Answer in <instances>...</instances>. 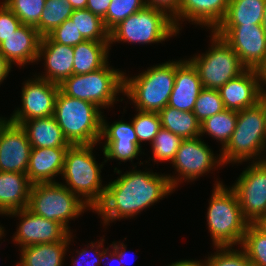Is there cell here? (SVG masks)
Here are the masks:
<instances>
[{"label": "cell", "mask_w": 266, "mask_h": 266, "mask_svg": "<svg viewBox=\"0 0 266 266\" xmlns=\"http://www.w3.org/2000/svg\"><path fill=\"white\" fill-rule=\"evenodd\" d=\"M47 36L54 42L72 47L86 41L70 18L65 20Z\"/></svg>", "instance_id": "cell-40"}, {"label": "cell", "mask_w": 266, "mask_h": 266, "mask_svg": "<svg viewBox=\"0 0 266 266\" xmlns=\"http://www.w3.org/2000/svg\"><path fill=\"white\" fill-rule=\"evenodd\" d=\"M71 238L70 234L62 242L34 244L21 248V259L16 266H63Z\"/></svg>", "instance_id": "cell-26"}, {"label": "cell", "mask_w": 266, "mask_h": 266, "mask_svg": "<svg viewBox=\"0 0 266 266\" xmlns=\"http://www.w3.org/2000/svg\"><path fill=\"white\" fill-rule=\"evenodd\" d=\"M68 148H31L26 172L29 181L35 183L57 182L55 176L61 174ZM54 179V180H53Z\"/></svg>", "instance_id": "cell-23"}, {"label": "cell", "mask_w": 266, "mask_h": 266, "mask_svg": "<svg viewBox=\"0 0 266 266\" xmlns=\"http://www.w3.org/2000/svg\"><path fill=\"white\" fill-rule=\"evenodd\" d=\"M145 6V0H111L103 23L110 32L121 21Z\"/></svg>", "instance_id": "cell-36"}, {"label": "cell", "mask_w": 266, "mask_h": 266, "mask_svg": "<svg viewBox=\"0 0 266 266\" xmlns=\"http://www.w3.org/2000/svg\"><path fill=\"white\" fill-rule=\"evenodd\" d=\"M238 111L225 109L210 116L200 124V136L207 133L212 138L220 141L222 148L232 136L237 122Z\"/></svg>", "instance_id": "cell-30"}, {"label": "cell", "mask_w": 266, "mask_h": 266, "mask_svg": "<svg viewBox=\"0 0 266 266\" xmlns=\"http://www.w3.org/2000/svg\"><path fill=\"white\" fill-rule=\"evenodd\" d=\"M229 0H180L178 13L172 18L178 32L183 19L214 31L223 21ZM210 27V28H209Z\"/></svg>", "instance_id": "cell-21"}, {"label": "cell", "mask_w": 266, "mask_h": 266, "mask_svg": "<svg viewBox=\"0 0 266 266\" xmlns=\"http://www.w3.org/2000/svg\"><path fill=\"white\" fill-rule=\"evenodd\" d=\"M266 152V124L263 106L257 105L238 111L235 130L227 144L221 149L223 166L227 163H242L251 158L257 162ZM263 152V153H262Z\"/></svg>", "instance_id": "cell-5"}, {"label": "cell", "mask_w": 266, "mask_h": 266, "mask_svg": "<svg viewBox=\"0 0 266 266\" xmlns=\"http://www.w3.org/2000/svg\"><path fill=\"white\" fill-rule=\"evenodd\" d=\"M149 68L138 76L129 78L124 75V95L136 104V111L159 112L168 105L175 81L176 61Z\"/></svg>", "instance_id": "cell-6"}, {"label": "cell", "mask_w": 266, "mask_h": 266, "mask_svg": "<svg viewBox=\"0 0 266 266\" xmlns=\"http://www.w3.org/2000/svg\"><path fill=\"white\" fill-rule=\"evenodd\" d=\"M173 189L167 175L132 169L106 184L104 198L94 211L102 216L106 225L117 219L138 215L165 198Z\"/></svg>", "instance_id": "cell-1"}, {"label": "cell", "mask_w": 266, "mask_h": 266, "mask_svg": "<svg viewBox=\"0 0 266 266\" xmlns=\"http://www.w3.org/2000/svg\"><path fill=\"white\" fill-rule=\"evenodd\" d=\"M27 208L38 216L59 222L67 230L70 219L78 218L86 209H91L81 198L58 182L32 184Z\"/></svg>", "instance_id": "cell-9"}, {"label": "cell", "mask_w": 266, "mask_h": 266, "mask_svg": "<svg viewBox=\"0 0 266 266\" xmlns=\"http://www.w3.org/2000/svg\"><path fill=\"white\" fill-rule=\"evenodd\" d=\"M178 33L172 18L166 12L145 6L109 32V43H159Z\"/></svg>", "instance_id": "cell-8"}, {"label": "cell", "mask_w": 266, "mask_h": 266, "mask_svg": "<svg viewBox=\"0 0 266 266\" xmlns=\"http://www.w3.org/2000/svg\"><path fill=\"white\" fill-rule=\"evenodd\" d=\"M237 178L235 192L244 218L256 224L266 213V163L252 162Z\"/></svg>", "instance_id": "cell-12"}, {"label": "cell", "mask_w": 266, "mask_h": 266, "mask_svg": "<svg viewBox=\"0 0 266 266\" xmlns=\"http://www.w3.org/2000/svg\"><path fill=\"white\" fill-rule=\"evenodd\" d=\"M109 67L86 73L73 74L60 85V90L73 98L94 103L99 108L112 106L117 94L124 93V75L119 69Z\"/></svg>", "instance_id": "cell-7"}, {"label": "cell", "mask_w": 266, "mask_h": 266, "mask_svg": "<svg viewBox=\"0 0 266 266\" xmlns=\"http://www.w3.org/2000/svg\"><path fill=\"white\" fill-rule=\"evenodd\" d=\"M31 144L21 125L10 123L0 138V172L26 174Z\"/></svg>", "instance_id": "cell-18"}, {"label": "cell", "mask_w": 266, "mask_h": 266, "mask_svg": "<svg viewBox=\"0 0 266 266\" xmlns=\"http://www.w3.org/2000/svg\"><path fill=\"white\" fill-rule=\"evenodd\" d=\"M256 224H257V225L263 230V232L266 234V219H260Z\"/></svg>", "instance_id": "cell-51"}, {"label": "cell", "mask_w": 266, "mask_h": 266, "mask_svg": "<svg viewBox=\"0 0 266 266\" xmlns=\"http://www.w3.org/2000/svg\"><path fill=\"white\" fill-rule=\"evenodd\" d=\"M225 110L219 90L203 88L196 99L193 113L201 123L205 119Z\"/></svg>", "instance_id": "cell-37"}, {"label": "cell", "mask_w": 266, "mask_h": 266, "mask_svg": "<svg viewBox=\"0 0 266 266\" xmlns=\"http://www.w3.org/2000/svg\"><path fill=\"white\" fill-rule=\"evenodd\" d=\"M207 208V226L213 246L226 247L241 245L247 226L235 192L223 183L214 184Z\"/></svg>", "instance_id": "cell-4"}, {"label": "cell", "mask_w": 266, "mask_h": 266, "mask_svg": "<svg viewBox=\"0 0 266 266\" xmlns=\"http://www.w3.org/2000/svg\"><path fill=\"white\" fill-rule=\"evenodd\" d=\"M211 32L212 45L209 50L189 60L198 71L203 87L219 90L229 80L243 73L246 68L223 38L214 31Z\"/></svg>", "instance_id": "cell-10"}, {"label": "cell", "mask_w": 266, "mask_h": 266, "mask_svg": "<svg viewBox=\"0 0 266 266\" xmlns=\"http://www.w3.org/2000/svg\"><path fill=\"white\" fill-rule=\"evenodd\" d=\"M171 163L179 175L177 178L168 175L174 190L180 180L193 181L206 172L209 173L215 166L223 165L221 157L214 156L213 151L200 136L183 139Z\"/></svg>", "instance_id": "cell-13"}, {"label": "cell", "mask_w": 266, "mask_h": 266, "mask_svg": "<svg viewBox=\"0 0 266 266\" xmlns=\"http://www.w3.org/2000/svg\"><path fill=\"white\" fill-rule=\"evenodd\" d=\"M73 11L72 5L67 0H46L40 21L35 28L41 37L47 36L70 18Z\"/></svg>", "instance_id": "cell-31"}, {"label": "cell", "mask_w": 266, "mask_h": 266, "mask_svg": "<svg viewBox=\"0 0 266 266\" xmlns=\"http://www.w3.org/2000/svg\"><path fill=\"white\" fill-rule=\"evenodd\" d=\"M32 183L18 172H0V215L28 207Z\"/></svg>", "instance_id": "cell-24"}, {"label": "cell", "mask_w": 266, "mask_h": 266, "mask_svg": "<svg viewBox=\"0 0 266 266\" xmlns=\"http://www.w3.org/2000/svg\"><path fill=\"white\" fill-rule=\"evenodd\" d=\"M41 36L34 26L22 24L15 33L0 43V54L12 66L38 61Z\"/></svg>", "instance_id": "cell-20"}, {"label": "cell", "mask_w": 266, "mask_h": 266, "mask_svg": "<svg viewBox=\"0 0 266 266\" xmlns=\"http://www.w3.org/2000/svg\"><path fill=\"white\" fill-rule=\"evenodd\" d=\"M241 247L253 266H266V234L257 224L247 226Z\"/></svg>", "instance_id": "cell-33"}, {"label": "cell", "mask_w": 266, "mask_h": 266, "mask_svg": "<svg viewBox=\"0 0 266 266\" xmlns=\"http://www.w3.org/2000/svg\"><path fill=\"white\" fill-rule=\"evenodd\" d=\"M4 236V227L1 226V233H0V238Z\"/></svg>", "instance_id": "cell-53"}, {"label": "cell", "mask_w": 266, "mask_h": 266, "mask_svg": "<svg viewBox=\"0 0 266 266\" xmlns=\"http://www.w3.org/2000/svg\"><path fill=\"white\" fill-rule=\"evenodd\" d=\"M106 139L103 146V154L108 160L117 159L122 161H130L141 152V145L138 142L133 123H125L123 121H116L108 125L102 116V132L101 140Z\"/></svg>", "instance_id": "cell-17"}, {"label": "cell", "mask_w": 266, "mask_h": 266, "mask_svg": "<svg viewBox=\"0 0 266 266\" xmlns=\"http://www.w3.org/2000/svg\"><path fill=\"white\" fill-rule=\"evenodd\" d=\"M168 266H206L204 262L194 261V260H181L176 261Z\"/></svg>", "instance_id": "cell-47"}, {"label": "cell", "mask_w": 266, "mask_h": 266, "mask_svg": "<svg viewBox=\"0 0 266 266\" xmlns=\"http://www.w3.org/2000/svg\"><path fill=\"white\" fill-rule=\"evenodd\" d=\"M11 123V120L10 119H5V118H0V138H1V135L4 131V129Z\"/></svg>", "instance_id": "cell-49"}, {"label": "cell", "mask_w": 266, "mask_h": 266, "mask_svg": "<svg viewBox=\"0 0 266 266\" xmlns=\"http://www.w3.org/2000/svg\"><path fill=\"white\" fill-rule=\"evenodd\" d=\"M198 71L190 60H176L173 90L167 106L192 112L196 99L203 89Z\"/></svg>", "instance_id": "cell-22"}, {"label": "cell", "mask_w": 266, "mask_h": 266, "mask_svg": "<svg viewBox=\"0 0 266 266\" xmlns=\"http://www.w3.org/2000/svg\"><path fill=\"white\" fill-rule=\"evenodd\" d=\"M262 28L264 29L265 33H266V4H265V7H264V14H263V20H262Z\"/></svg>", "instance_id": "cell-52"}, {"label": "cell", "mask_w": 266, "mask_h": 266, "mask_svg": "<svg viewBox=\"0 0 266 266\" xmlns=\"http://www.w3.org/2000/svg\"><path fill=\"white\" fill-rule=\"evenodd\" d=\"M182 140L180 136L161 127L151 143L153 160L155 162L170 161L171 163Z\"/></svg>", "instance_id": "cell-34"}, {"label": "cell", "mask_w": 266, "mask_h": 266, "mask_svg": "<svg viewBox=\"0 0 266 266\" xmlns=\"http://www.w3.org/2000/svg\"><path fill=\"white\" fill-rule=\"evenodd\" d=\"M161 127L180 136L182 139H191L200 136V122L193 112L177 110L166 106L158 112Z\"/></svg>", "instance_id": "cell-28"}, {"label": "cell", "mask_w": 266, "mask_h": 266, "mask_svg": "<svg viewBox=\"0 0 266 266\" xmlns=\"http://www.w3.org/2000/svg\"><path fill=\"white\" fill-rule=\"evenodd\" d=\"M41 57L45 60L46 72L39 75V78L60 85L73 75L74 50L72 46L54 42L48 36L41 37L37 60H41Z\"/></svg>", "instance_id": "cell-19"}, {"label": "cell", "mask_w": 266, "mask_h": 266, "mask_svg": "<svg viewBox=\"0 0 266 266\" xmlns=\"http://www.w3.org/2000/svg\"><path fill=\"white\" fill-rule=\"evenodd\" d=\"M20 125L26 132L32 148H69L71 146L54 116L24 121Z\"/></svg>", "instance_id": "cell-25"}, {"label": "cell", "mask_w": 266, "mask_h": 266, "mask_svg": "<svg viewBox=\"0 0 266 266\" xmlns=\"http://www.w3.org/2000/svg\"><path fill=\"white\" fill-rule=\"evenodd\" d=\"M126 245H124L123 244V242L122 243H115V242H112V245H110V247H113V251L111 252H109L108 253V255H109V257H111V259H116L117 258V260L119 261V262H121V266H125L126 264H124L123 263V260L122 259H124L123 257H125V256H127L128 254H127V252H125L127 249H126V247H125Z\"/></svg>", "instance_id": "cell-45"}, {"label": "cell", "mask_w": 266, "mask_h": 266, "mask_svg": "<svg viewBox=\"0 0 266 266\" xmlns=\"http://www.w3.org/2000/svg\"><path fill=\"white\" fill-rule=\"evenodd\" d=\"M109 41L86 40L73 47V74L96 71L108 63Z\"/></svg>", "instance_id": "cell-27"}, {"label": "cell", "mask_w": 266, "mask_h": 266, "mask_svg": "<svg viewBox=\"0 0 266 266\" xmlns=\"http://www.w3.org/2000/svg\"><path fill=\"white\" fill-rule=\"evenodd\" d=\"M46 0H4V3L21 21L22 24L36 26Z\"/></svg>", "instance_id": "cell-35"}, {"label": "cell", "mask_w": 266, "mask_h": 266, "mask_svg": "<svg viewBox=\"0 0 266 266\" xmlns=\"http://www.w3.org/2000/svg\"><path fill=\"white\" fill-rule=\"evenodd\" d=\"M0 4V43H2L15 33L22 23L4 3Z\"/></svg>", "instance_id": "cell-41"}, {"label": "cell", "mask_w": 266, "mask_h": 266, "mask_svg": "<svg viewBox=\"0 0 266 266\" xmlns=\"http://www.w3.org/2000/svg\"><path fill=\"white\" fill-rule=\"evenodd\" d=\"M110 3L111 0H88L86 9L90 10L93 14L103 20L106 16Z\"/></svg>", "instance_id": "cell-44"}, {"label": "cell", "mask_w": 266, "mask_h": 266, "mask_svg": "<svg viewBox=\"0 0 266 266\" xmlns=\"http://www.w3.org/2000/svg\"><path fill=\"white\" fill-rule=\"evenodd\" d=\"M132 123L140 145L143 141H151V144L161 128L158 112L138 111Z\"/></svg>", "instance_id": "cell-38"}, {"label": "cell", "mask_w": 266, "mask_h": 266, "mask_svg": "<svg viewBox=\"0 0 266 266\" xmlns=\"http://www.w3.org/2000/svg\"><path fill=\"white\" fill-rule=\"evenodd\" d=\"M214 32L234 50L246 69L266 74V33L262 25H218Z\"/></svg>", "instance_id": "cell-11"}, {"label": "cell", "mask_w": 266, "mask_h": 266, "mask_svg": "<svg viewBox=\"0 0 266 266\" xmlns=\"http://www.w3.org/2000/svg\"><path fill=\"white\" fill-rule=\"evenodd\" d=\"M266 0H229L228 10L219 25H261Z\"/></svg>", "instance_id": "cell-29"}, {"label": "cell", "mask_w": 266, "mask_h": 266, "mask_svg": "<svg viewBox=\"0 0 266 266\" xmlns=\"http://www.w3.org/2000/svg\"><path fill=\"white\" fill-rule=\"evenodd\" d=\"M23 84L22 106L11 115V122L20 125L24 121L53 116L59 85L37 76Z\"/></svg>", "instance_id": "cell-14"}, {"label": "cell", "mask_w": 266, "mask_h": 266, "mask_svg": "<svg viewBox=\"0 0 266 266\" xmlns=\"http://www.w3.org/2000/svg\"><path fill=\"white\" fill-rule=\"evenodd\" d=\"M74 10L86 9L88 0H67Z\"/></svg>", "instance_id": "cell-48"}, {"label": "cell", "mask_w": 266, "mask_h": 266, "mask_svg": "<svg viewBox=\"0 0 266 266\" xmlns=\"http://www.w3.org/2000/svg\"><path fill=\"white\" fill-rule=\"evenodd\" d=\"M12 66L6 61V59L0 54V84L8 76Z\"/></svg>", "instance_id": "cell-46"}, {"label": "cell", "mask_w": 266, "mask_h": 266, "mask_svg": "<svg viewBox=\"0 0 266 266\" xmlns=\"http://www.w3.org/2000/svg\"><path fill=\"white\" fill-rule=\"evenodd\" d=\"M264 85H266L265 73L246 69L219 89L225 109L240 111L257 105L265 91L262 88Z\"/></svg>", "instance_id": "cell-16"}, {"label": "cell", "mask_w": 266, "mask_h": 266, "mask_svg": "<svg viewBox=\"0 0 266 266\" xmlns=\"http://www.w3.org/2000/svg\"><path fill=\"white\" fill-rule=\"evenodd\" d=\"M8 215L18 216L21 219L13 237V241L19 244L20 248L34 244L62 242L72 234L59 222L38 216L28 208Z\"/></svg>", "instance_id": "cell-15"}, {"label": "cell", "mask_w": 266, "mask_h": 266, "mask_svg": "<svg viewBox=\"0 0 266 266\" xmlns=\"http://www.w3.org/2000/svg\"><path fill=\"white\" fill-rule=\"evenodd\" d=\"M259 103L263 106L266 124V90L264 91Z\"/></svg>", "instance_id": "cell-50"}, {"label": "cell", "mask_w": 266, "mask_h": 266, "mask_svg": "<svg viewBox=\"0 0 266 266\" xmlns=\"http://www.w3.org/2000/svg\"><path fill=\"white\" fill-rule=\"evenodd\" d=\"M214 255L205 259L206 266H253L244 249L235 250L232 246L215 247Z\"/></svg>", "instance_id": "cell-39"}, {"label": "cell", "mask_w": 266, "mask_h": 266, "mask_svg": "<svg viewBox=\"0 0 266 266\" xmlns=\"http://www.w3.org/2000/svg\"><path fill=\"white\" fill-rule=\"evenodd\" d=\"M70 19L86 40L109 41V31L106 29L103 20L90 10H74Z\"/></svg>", "instance_id": "cell-32"}, {"label": "cell", "mask_w": 266, "mask_h": 266, "mask_svg": "<svg viewBox=\"0 0 266 266\" xmlns=\"http://www.w3.org/2000/svg\"><path fill=\"white\" fill-rule=\"evenodd\" d=\"M146 6H150L166 12L173 18L179 10L180 0H145Z\"/></svg>", "instance_id": "cell-43"}, {"label": "cell", "mask_w": 266, "mask_h": 266, "mask_svg": "<svg viewBox=\"0 0 266 266\" xmlns=\"http://www.w3.org/2000/svg\"><path fill=\"white\" fill-rule=\"evenodd\" d=\"M103 242H104V239H101L100 242H98V244H96L95 246V243L91 242L90 244V250L92 249L93 250V253L95 252L94 256L95 257H92L91 259L89 258V251L88 249H82L81 252L80 251H77L76 250V253L79 254L80 257H83L81 259H77V260H74L72 259V265L73 266H84V263L86 265V263H89L88 265L89 266H100V263H101V260L103 261V259L106 257H108V252L110 251L108 248H106L104 250V247L101 248V246H104L103 245ZM96 248V249H94ZM102 249V251H98V249ZM87 258V261H85V258ZM100 260V261H99Z\"/></svg>", "instance_id": "cell-42"}, {"label": "cell", "mask_w": 266, "mask_h": 266, "mask_svg": "<svg viewBox=\"0 0 266 266\" xmlns=\"http://www.w3.org/2000/svg\"><path fill=\"white\" fill-rule=\"evenodd\" d=\"M94 145H71L66 151L62 171L66 181L63 185L82 197V201L93 210L102 202L106 189L100 177L104 164H97L92 152Z\"/></svg>", "instance_id": "cell-3"}, {"label": "cell", "mask_w": 266, "mask_h": 266, "mask_svg": "<svg viewBox=\"0 0 266 266\" xmlns=\"http://www.w3.org/2000/svg\"><path fill=\"white\" fill-rule=\"evenodd\" d=\"M102 113L94 103L59 90L53 116L71 145H97L101 141Z\"/></svg>", "instance_id": "cell-2"}]
</instances>
